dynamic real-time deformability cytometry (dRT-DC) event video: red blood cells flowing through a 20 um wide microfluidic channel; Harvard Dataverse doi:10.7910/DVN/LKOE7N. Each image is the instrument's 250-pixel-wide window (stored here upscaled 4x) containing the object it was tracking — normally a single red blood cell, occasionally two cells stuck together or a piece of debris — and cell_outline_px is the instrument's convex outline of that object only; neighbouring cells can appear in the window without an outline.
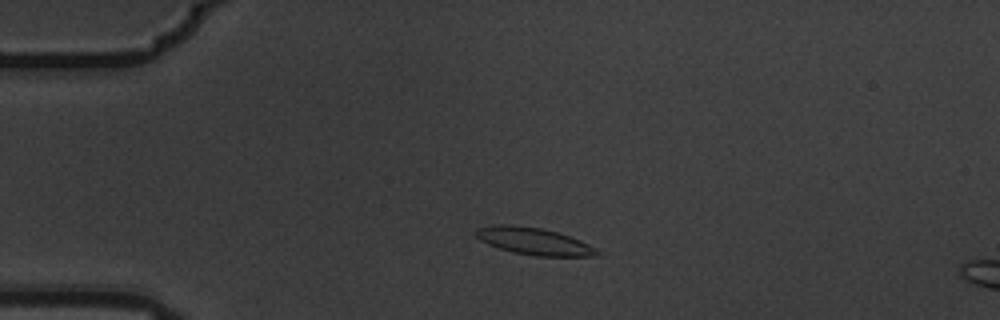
{"species": "common noctule bat (a hibernating species)", "species_latin": "Nyctalus noctula", "temperature_condition": "warm", "stored_images_in_passage": 3, "camera_frame_rate_fps": 3000, "um_per_image_px": 0.085, "animal": {"sex": "male", "body_mass_g": 19.5, "forearm_length_mm": 54.6}, "frame": {"image": 1, "passage_image": 2, "time_ms": 0.333, "image_size_px": [1000, 320], "cell_outline_px": [[604, 252], [596, 256], [536, 256], [512, 252], [488, 244], [480, 240], [472, 232], [476, 228], [496, 224], [512, 224], [540, 228], [556, 232], [580, 240]], "centroid_in_image_um": [45.37, 20.5], "position_along_channel_um": 39.6, "area_um2": 19.25}}